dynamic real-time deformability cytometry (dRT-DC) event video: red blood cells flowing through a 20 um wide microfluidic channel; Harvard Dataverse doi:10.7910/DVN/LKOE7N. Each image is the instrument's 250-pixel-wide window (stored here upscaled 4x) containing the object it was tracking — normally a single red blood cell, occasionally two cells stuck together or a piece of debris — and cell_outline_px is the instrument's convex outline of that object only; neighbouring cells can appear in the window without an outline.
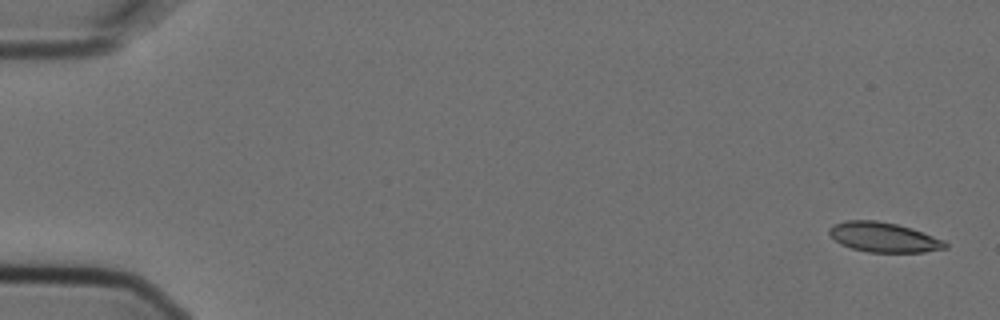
{"species": "Egyptian fruit bat (a non-hibernating species)", "species_latin": "Rousettus aegyptiacus", "temperature_condition": "cold", "stored_images_in_passage": 7, "camera_frame_rate_fps": 3000, "um_per_image_px": 0.085, "animal": {"sex": "female"}, "frame": {"image": 1, "passage_image": 1, "time_ms": 0.0, "image_size_px": [1000, 320], "cell_outline_px": [[948, 248], [924, 252], [868, 252], [852, 248], [840, 244], [828, 232], [828, 228], [832, 224], [844, 220], [876, 220], [896, 224], [912, 228], [944, 240], [948, 244]], "centroid_in_image_um": [75.11, 20.16], "position_along_channel_um": 9.9, "area_um2": 20.23}}
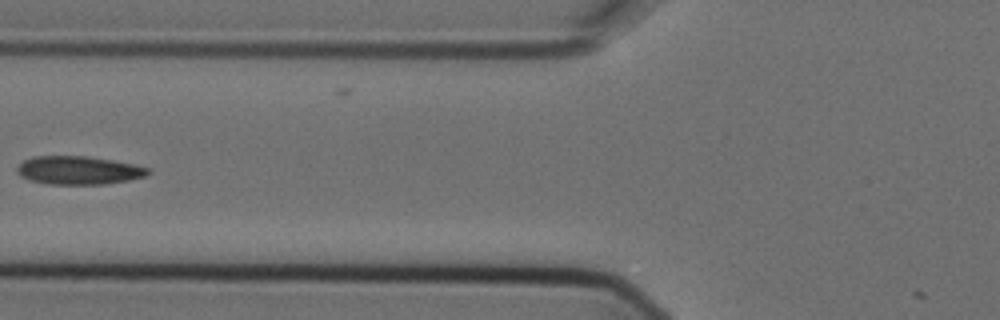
{"frame": {"image": 2, "passage_image": 6, "time_ms": 1.667, "image_size_px": [1000, 320], "cell_outline_px": [[152, 172], [144, 176], [128, 180], [104, 184], [48, 184], [28, 180], [20, 176], [16, 172], [16, 168], [24, 160], [32, 156], [88, 156], [112, 160], [152, 168]], "centroid_in_image_um": [6.67, 14.47], "position_along_channel_um": 119.1, "area_um2": 21.73}}
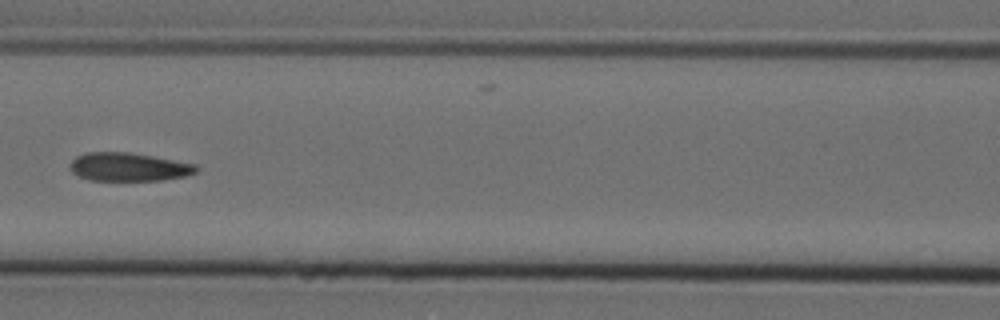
{"frame": {"image": 3, "passage_image": 7, "time_ms": 2.0, "image_size_px": [1000, 320], "cell_outline_px": [[196, 172], [184, 176], [160, 180], [88, 180], [72, 172], [72, 160], [76, 156], [88, 152], [128, 152], [152, 156], [196, 164]], "centroid_in_image_um": [10.92, 14.18], "position_along_channel_um": 155.7, "area_um2": 20.52}}